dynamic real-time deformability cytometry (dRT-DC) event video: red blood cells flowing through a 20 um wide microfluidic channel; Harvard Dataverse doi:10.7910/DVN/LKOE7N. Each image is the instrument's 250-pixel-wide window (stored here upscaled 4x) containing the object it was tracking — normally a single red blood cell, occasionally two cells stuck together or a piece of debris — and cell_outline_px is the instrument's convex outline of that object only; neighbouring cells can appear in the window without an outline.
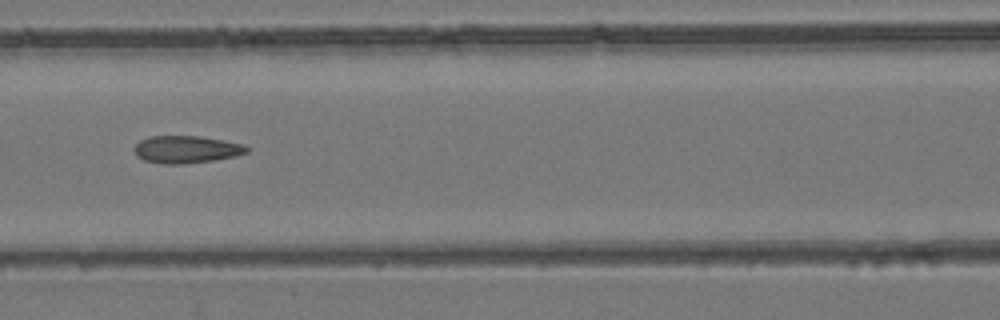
{"species": "common noctule bat (a hibernating species)", "species_latin": "Nyctalus noctula", "temperature_condition": "room temperature", "stored_images_in_passage": 8, "camera_frame_rate_fps": 3000, "um_per_image_px": 0.085, "animal": {"sex": "female", "body_mass_g": 24.6, "forearm_length_mm": 56.2}, "frame": {"image": 1, "passage_image": 7, "time_ms": 6.667, "image_size_px": [1000, 320], "cell_outline_px": [[252, 148], [248, 152], [236, 156], [212, 160], [184, 164], [164, 164], [144, 160], [136, 156], [132, 148], [140, 140], [152, 136], [200, 136], [224, 140], [244, 144]], "centroid_in_image_um": [15.85, 12.7], "position_along_channel_um": 150.7, "area_um2": 18.15}}
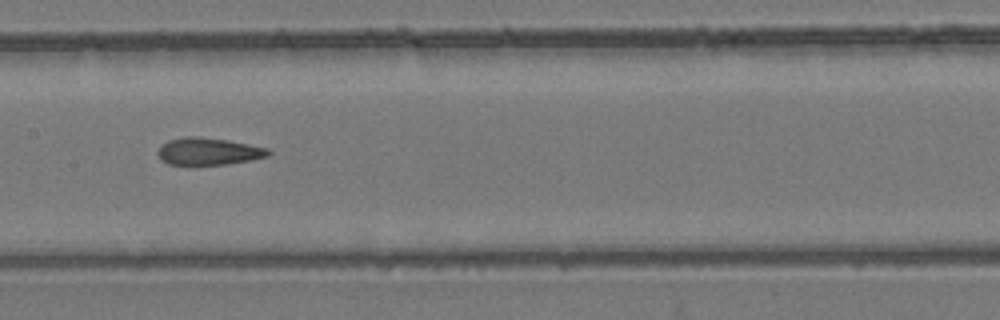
{"frame": {"image": 2, "passage_image": 8, "time_ms": 7.667, "image_size_px": [1000, 320], "cell_outline_px": [[272, 152], [268, 156], [248, 160], [224, 164], [192, 168], [168, 164], [160, 160], [156, 152], [160, 144], [168, 140], [184, 136], [200, 136], [228, 140], [268, 148]], "centroid_in_image_um": [17.61, 12.9], "position_along_channel_um": 189.8, "area_um2": 18.38}}